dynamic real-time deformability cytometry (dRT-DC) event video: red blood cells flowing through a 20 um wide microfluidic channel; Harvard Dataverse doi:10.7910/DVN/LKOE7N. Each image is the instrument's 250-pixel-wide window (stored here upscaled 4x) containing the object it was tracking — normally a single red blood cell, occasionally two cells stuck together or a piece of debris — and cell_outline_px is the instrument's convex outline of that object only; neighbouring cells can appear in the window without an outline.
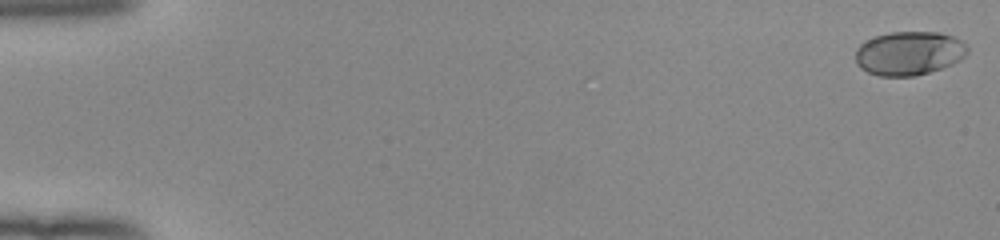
{"species": "human", "species_latin": "Homo sapiens", "temperature_condition": "room temperature", "stored_images_in_passage": 53, "camera_frame_rate_fps": 3000, "um_per_image_px": 0.085, "donor": {"sex": "female"}, "frame": {"image": 1, "passage_image": 1, "time_ms": 0.0, "image_size_px": [1000, 240], "cell_outline_px": [[968, 52], [960, 60], [952, 64], [916, 76], [880, 76], [868, 72], [860, 68], [856, 64], [856, 48], [864, 40], [888, 32], [940, 32], [964, 40], [968, 44]], "centroid_in_image_um": [77.28, 4.51], "position_along_channel_um": 7.7, "area_um2": 28.9}}
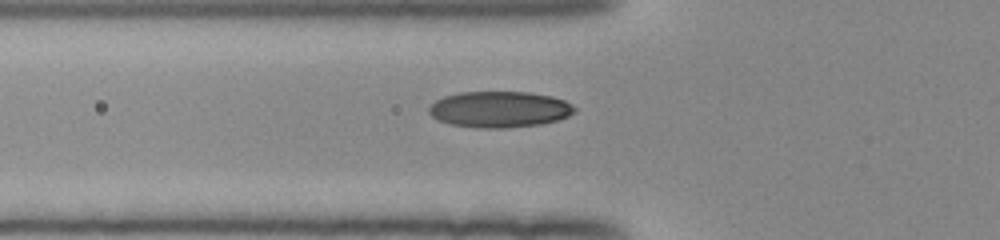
{"frame": {"image": 2, "passage_image": 20, "time_ms": 6.333, "image_size_px": [1000, 240], "cell_outline_px": [[576, 112], [568, 116], [556, 120], [540, 124], [504, 128], [476, 128], [448, 124], [436, 120], [428, 112], [428, 108], [436, 100], [444, 96], [460, 92], [528, 92], [552, 96], [564, 100], [572, 104], [576, 108]], "centroid_in_image_um": [42.43, 9.3], "position_along_channel_um": 83.4, "area_um2": 30.87}}
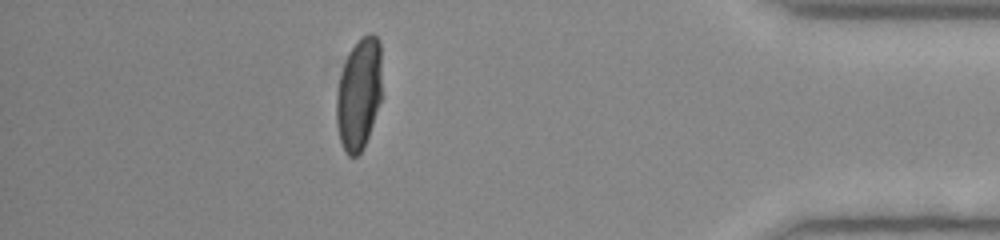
{"frame": {"image": 3, "passage_image": 47, "time_ms": 15.333, "image_size_px": [1000, 240], "cell_outline_px": [[380, 100], [368, 136], [360, 152], [356, 156], [348, 156], [344, 152], [340, 140], [336, 124], [336, 96], [340, 72], [348, 52], [368, 32], [372, 32], [380, 40]], "centroid_in_image_um": [30.47, 7.97], "position_along_channel_um": 404.7, "area_um2": 29.42}, "authors_computed_cell_mechanics": {"area_um2": 29.767, "velocity_mm_per_s": 3.9916, "shape_relaxation_time_tau1_ms": 3.5765, "shape_relaxation_time_tau2_ms": null, "deformation_change_tau1": 0.1865, "deformation_change_tau2": null}}